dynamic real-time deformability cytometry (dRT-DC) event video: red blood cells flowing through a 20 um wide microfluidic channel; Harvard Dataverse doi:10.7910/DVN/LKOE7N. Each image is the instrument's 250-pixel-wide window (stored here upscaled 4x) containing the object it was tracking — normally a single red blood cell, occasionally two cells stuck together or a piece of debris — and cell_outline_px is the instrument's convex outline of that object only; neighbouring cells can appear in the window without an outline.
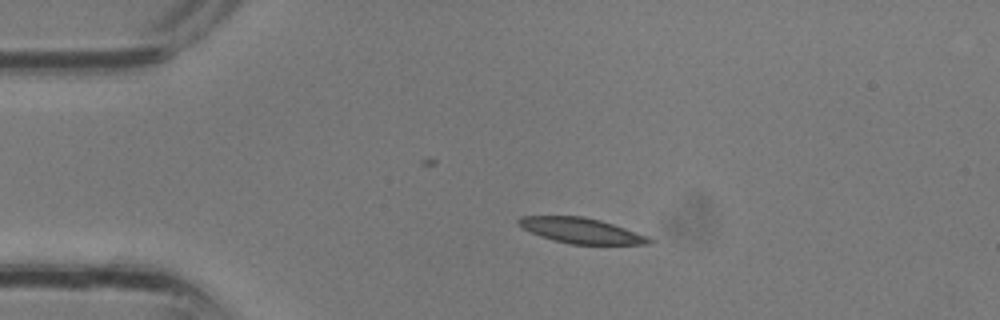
{"species": "common noctule bat (a hibernating species)", "species_latin": "Nyctalus noctula", "temperature_condition": "room temperature", "stored_images_in_passage": 6, "camera_frame_rate_fps": 3000, "um_per_image_px": 0.085, "animal": {"sex": "male", "body_mass_g": 13.3}, "frame": {"image": 1, "passage_image": 1, "time_ms": 0.0, "image_size_px": [1000, 320], "cell_outline_px": [[652, 244], [572, 244], [552, 240], [540, 236], [516, 224], [516, 220], [520, 216], [584, 216], [600, 220], [648, 236], [652, 240]], "centroid_in_image_um": [49.37, 19.59], "position_along_channel_um": 35.6, "area_um2": 19.19}}
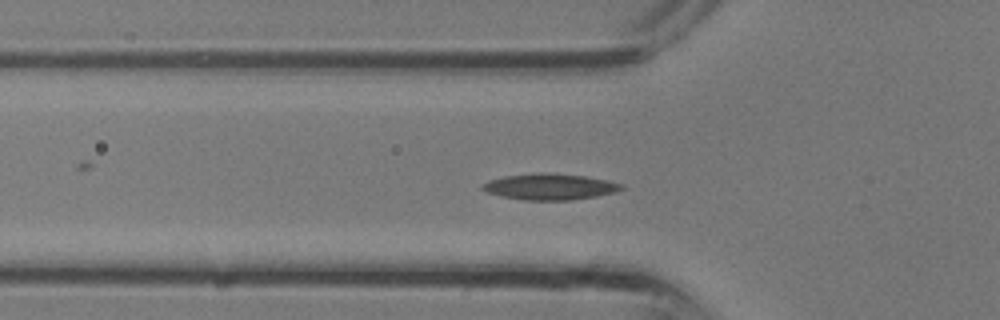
{"frame": {"image": 2, "passage_image": 5, "time_ms": 1.333, "image_size_px": [1000, 320], "cell_outline_px": [[624, 188], [616, 192], [596, 196], [572, 200], [524, 200], [500, 196], [488, 192], [480, 188], [480, 184], [488, 180], [504, 176], [536, 172], [548, 172], [584, 176], [608, 180], [624, 184]], "centroid_in_image_um": [46.72, 15.86], "position_along_channel_um": 79.1, "area_um2": 21.44}}